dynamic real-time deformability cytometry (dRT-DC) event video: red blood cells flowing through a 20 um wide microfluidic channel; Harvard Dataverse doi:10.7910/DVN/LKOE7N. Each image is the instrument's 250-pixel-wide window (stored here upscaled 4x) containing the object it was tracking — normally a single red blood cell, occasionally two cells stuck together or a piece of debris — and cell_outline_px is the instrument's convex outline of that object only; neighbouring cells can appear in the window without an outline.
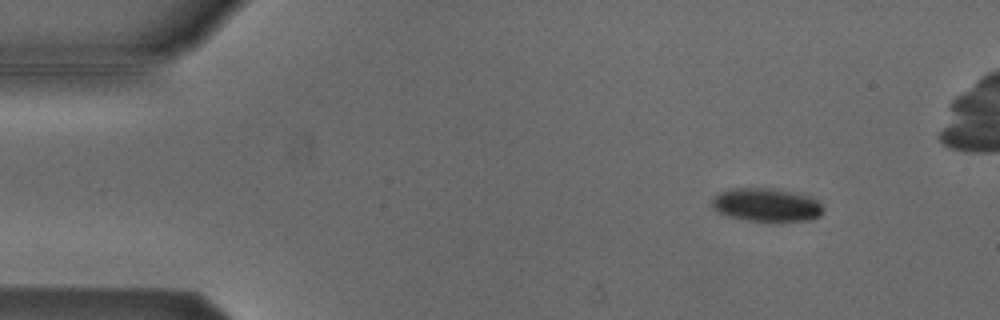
{"species": "Egyptian fruit bat (a non-hibernating species)", "species_latin": "Rousettus aegyptiacus", "temperature_condition": "cold", "stored_images_in_passage": 5, "camera_frame_rate_fps": 3000, "um_per_image_px": 0.085, "animal": {"sex": "male"}, "frame": {"image": 1, "passage_image": 2, "time_ms": 0.333, "image_size_px": [1000, 320], "cell_outline_px": [[824, 208], [820, 216], [808, 220], [748, 220], [728, 216], [712, 208], [712, 196], [728, 188], [780, 188], [808, 196], [816, 200]], "centroid_in_image_um": [65.12, 17.38], "position_along_channel_um": 19.9, "area_um2": 21.5}}